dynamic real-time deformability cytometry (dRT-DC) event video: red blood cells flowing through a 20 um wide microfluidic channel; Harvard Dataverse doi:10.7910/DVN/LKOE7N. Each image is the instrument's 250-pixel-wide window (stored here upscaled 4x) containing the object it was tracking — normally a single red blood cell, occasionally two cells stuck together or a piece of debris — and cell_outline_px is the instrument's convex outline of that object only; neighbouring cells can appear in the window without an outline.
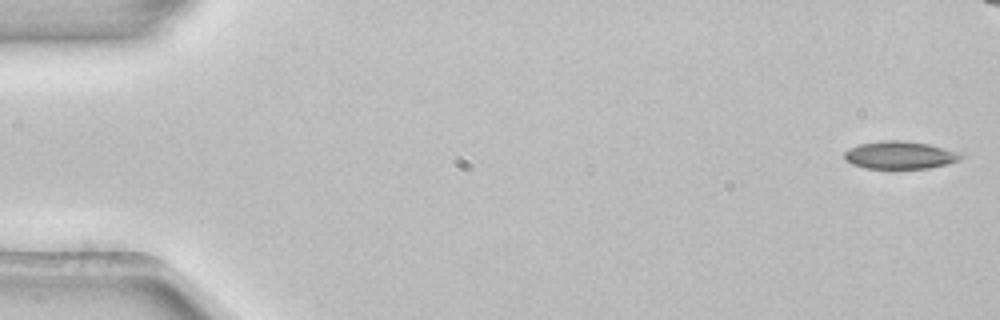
{"species": "common noctule bat (a hibernating species)", "species_latin": "Nyctalus noctula", "temperature_condition": "room temperature", "stored_images_in_passage": 5, "camera_frame_rate_fps": 3000, "um_per_image_px": 0.085, "animal": {"sex": "female", "body_mass_g": 22.7, "forearm_length_mm": 54.2}, "frame": {"image": 1, "passage_image": 1, "time_ms": 0.0, "image_size_px": [1000, 320], "cell_outline_px": [[964, 156], [960, 160], [928, 168], [864, 168], [852, 164], [844, 160], [844, 152], [848, 148], [860, 144], [884, 140], [904, 140], [928, 144], [960, 152]], "centroid_in_image_um": [76.46, 13.17], "position_along_channel_um": 8.5, "area_um2": 18.79}}